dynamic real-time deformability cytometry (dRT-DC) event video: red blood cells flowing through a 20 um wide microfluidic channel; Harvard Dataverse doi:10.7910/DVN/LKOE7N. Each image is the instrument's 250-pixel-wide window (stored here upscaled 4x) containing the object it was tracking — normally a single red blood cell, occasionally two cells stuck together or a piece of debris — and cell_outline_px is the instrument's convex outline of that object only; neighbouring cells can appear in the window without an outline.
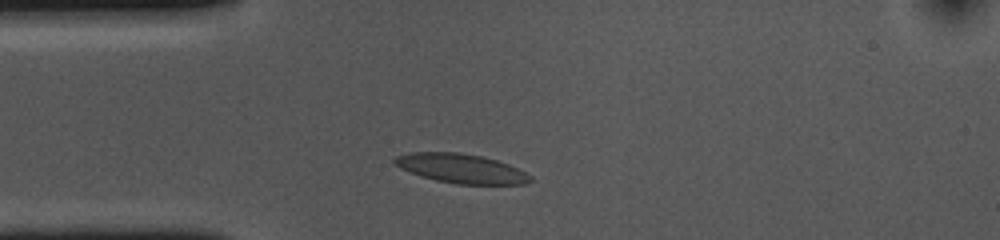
{"species": "common noctule bat (a hibernating species)", "species_latin": "Nyctalus noctula", "temperature_condition": "cold", "stored_images_in_passage": 35, "camera_frame_rate_fps": 3000, "um_per_image_px": 0.085, "animal": {"sex": "female", "body_mass_g": 10.0, "forearm_length_mm": 53.1}, "frame": {"image": 1, "passage_image": 5, "time_ms": 1.333, "image_size_px": [1000, 240], "cell_outline_px": [[532, 180], [524, 184], [456, 184], [436, 180], [420, 176], [400, 168], [392, 160], [396, 156], [412, 152], [456, 152], [480, 156], [496, 160], [508, 164], [532, 176]], "centroid_in_image_um": [39.17, 14.32], "position_along_channel_um": 45.8, "area_um2": 22.95}}
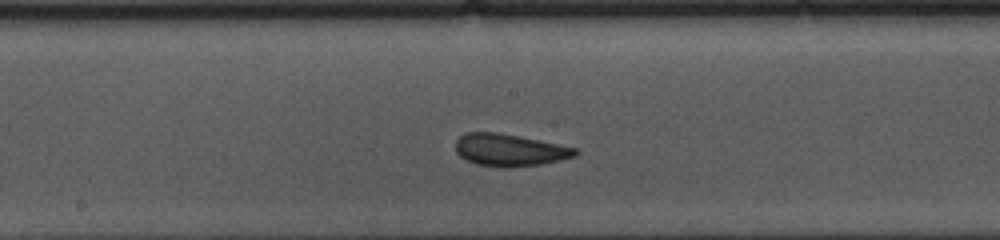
{"frame": {"image": 2, "passage_image": 19, "time_ms": 6.0, "image_size_px": [1000, 240], "cell_outline_px": [[580, 152], [576, 156], [560, 160], [540, 164], [508, 168], [476, 164], [464, 160], [456, 152], [456, 140], [460, 136], [468, 132], [496, 132], [520, 136], [580, 148]], "centroid_in_image_um": [43.35, 12.75], "position_along_channel_um": 204.9, "area_um2": 22.72}}
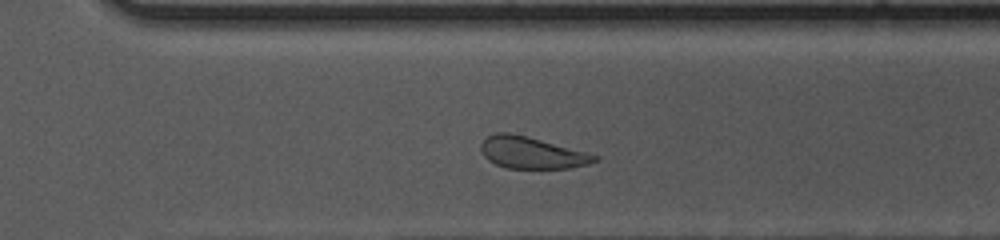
{"frame": {"image": 3, "passage_image": 29, "time_ms": 9.333, "image_size_px": [1000, 240], "cell_outline_px": [[600, 160], [588, 164], [572, 168], [504, 168], [488, 160], [484, 156], [480, 148], [480, 144], [488, 136], [496, 132], [508, 132], [588, 152], [600, 156]], "centroid_in_image_um": [45.22, 12.99], "position_along_channel_um": 325.4, "area_um2": 20.98}, "authors_computed_cell_mechanics": {"area_um2": 22.3686, "velocity_mm_per_s": 3.6265, "shape_relaxation_time_tau1_ms": 4.0227, "shape_relaxation_time_tau2_ms": 1.6425, "deformation_change_tau1": 0.0978, "deformation_change_tau2": 0.0799}}